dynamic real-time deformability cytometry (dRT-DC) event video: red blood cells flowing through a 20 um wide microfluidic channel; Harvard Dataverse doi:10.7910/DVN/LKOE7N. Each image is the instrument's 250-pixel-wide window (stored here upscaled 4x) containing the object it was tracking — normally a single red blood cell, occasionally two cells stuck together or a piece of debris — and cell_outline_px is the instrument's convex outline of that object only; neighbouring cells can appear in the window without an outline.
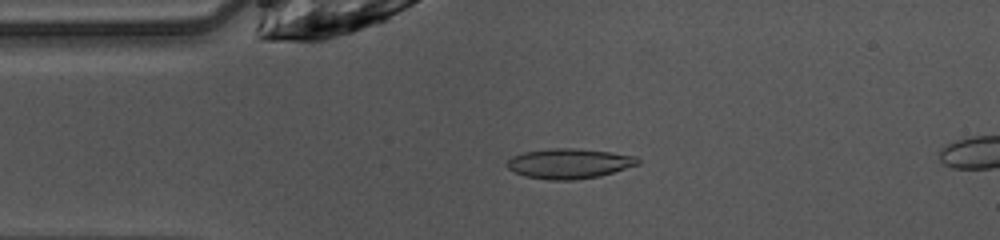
{"species": "common noctule bat (a hibernating species)", "species_latin": "Nyctalus noctula", "temperature_condition": "warm", "stored_images_in_passage": 12, "camera_frame_rate_fps": 3000, "um_per_image_px": 0.085, "animal": {"sex": "female", "body_mass_g": 10.0, "forearm_length_mm": 53.1}, "frame": {"image": 1, "passage_image": 9, "time_ms": 2.667, "image_size_px": [1000, 240], "cell_outline_px": [[640, 164], [600, 176], [572, 180], [548, 180], [524, 176], [508, 168], [504, 164], [512, 156], [524, 152], [552, 148], [576, 148], [612, 152], [636, 156], [640, 160]], "centroid_in_image_um": [48.38, 13.9], "position_along_channel_um": 36.6, "area_um2": 23.0}}